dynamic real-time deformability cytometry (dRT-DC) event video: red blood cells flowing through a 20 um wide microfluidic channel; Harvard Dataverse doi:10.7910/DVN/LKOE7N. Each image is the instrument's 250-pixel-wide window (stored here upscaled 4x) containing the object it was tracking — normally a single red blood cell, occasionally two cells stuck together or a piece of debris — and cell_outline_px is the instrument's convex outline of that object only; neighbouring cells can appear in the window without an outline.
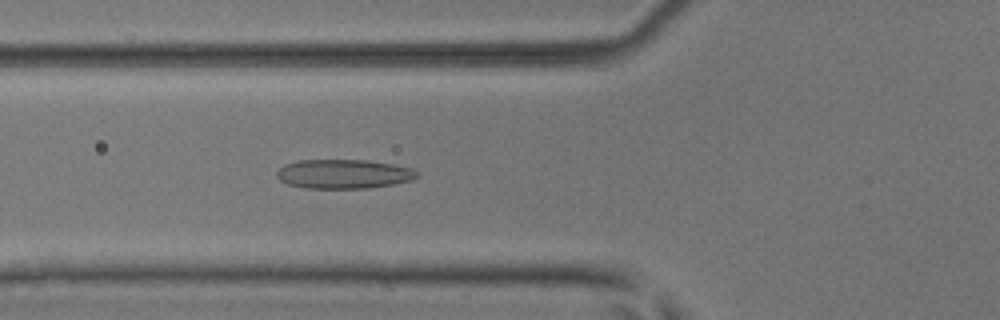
{"species": "common noctule bat (a hibernating species)", "species_latin": "Nyctalus noctula", "temperature_condition": "room temperature", "stored_images_in_passage": 52, "camera_frame_rate_fps": 3000, "um_per_image_px": 0.085, "animal": {"sex": "male", "body_mass_g": 17.9, "forearm_length_mm": 54.2}, "frame": {"image": 1, "passage_image": 20, "time_ms": 6.333, "image_size_px": [1000, 320], "cell_outline_px": [[420, 176], [412, 180], [392, 184], [368, 188], [308, 188], [288, 184], [280, 180], [276, 176], [276, 172], [284, 164], [300, 160], [368, 160], [392, 164], [412, 168]], "centroid_in_image_um": [29.21, 14.78], "position_along_channel_um": 96.6, "area_um2": 23.81}}
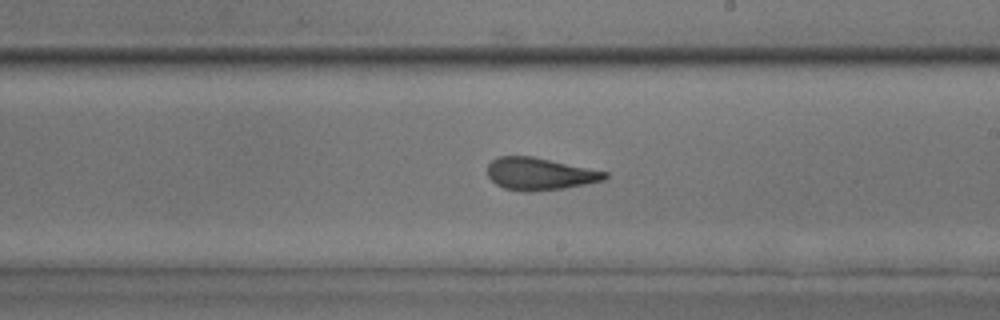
{"frame": {"image": 2, "passage_image": 31, "time_ms": 10.0, "image_size_px": [1000, 320], "cell_outline_px": [[608, 176], [604, 180], [564, 188], [528, 192], [524, 192], [504, 188], [496, 184], [488, 176], [488, 164], [492, 160], [500, 156], [532, 156], [608, 172]], "centroid_in_image_um": [45.86, 14.78], "position_along_channel_um": 243.1, "area_um2": 21.96}}
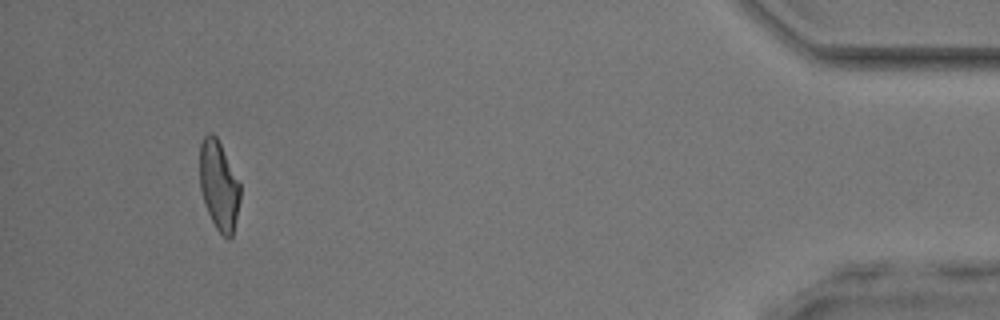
{"frame": {"image": 3, "passage_image": 49, "time_ms": 16.0, "image_size_px": [1000, 320], "cell_outline_px": [[240, 200], [232, 236], [228, 240], [216, 228], [208, 212], [200, 188], [200, 144], [204, 136], [208, 132], [212, 132], [216, 136], [240, 184]], "centroid_in_image_um": [18.6, 15.76], "position_along_channel_um": 416.6, "area_um2": 20.69}, "authors_computed_cell_mechanics": {"area_um2": 22.6865, "velocity_mm_per_s": 4.0022, "shape_relaxation_time_tau1_ms": 7.5755, "shape_relaxation_time_tau2_ms": 1.5491, "deformation_change_tau1": 0.2168, "deformation_change_tau2": 0.1065}}